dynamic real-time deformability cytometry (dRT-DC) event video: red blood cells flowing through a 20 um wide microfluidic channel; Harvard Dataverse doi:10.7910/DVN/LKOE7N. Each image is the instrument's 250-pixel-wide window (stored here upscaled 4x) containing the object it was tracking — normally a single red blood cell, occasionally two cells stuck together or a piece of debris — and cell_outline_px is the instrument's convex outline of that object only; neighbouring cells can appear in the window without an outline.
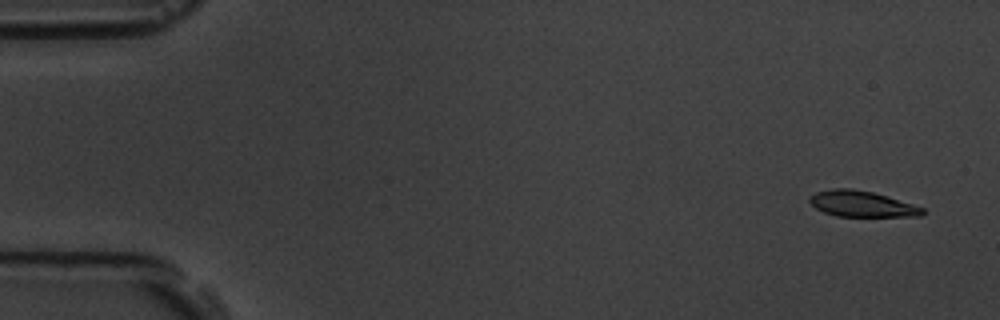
{"species": "common noctule bat (a hibernating species)", "species_latin": "Nyctalus noctula", "temperature_condition": "room temperature", "stored_images_in_passage": 5, "camera_frame_rate_fps": 3000, "um_per_image_px": 0.085, "animal": {"sex": "male", "body_mass_g": 19.5, "forearm_length_mm": 54.6}, "frame": {"image": 1, "passage_image": 1, "time_ms": 0.0, "image_size_px": [1000, 320], "cell_outline_px": [[924, 212], [920, 216], [836, 216], [824, 212], [816, 208], [808, 200], [816, 192], [832, 188], [852, 188], [872, 192], [888, 196], [924, 208]], "centroid_in_image_um": [73.25, 17.32], "position_along_channel_um": 11.8, "area_um2": 16.88}}